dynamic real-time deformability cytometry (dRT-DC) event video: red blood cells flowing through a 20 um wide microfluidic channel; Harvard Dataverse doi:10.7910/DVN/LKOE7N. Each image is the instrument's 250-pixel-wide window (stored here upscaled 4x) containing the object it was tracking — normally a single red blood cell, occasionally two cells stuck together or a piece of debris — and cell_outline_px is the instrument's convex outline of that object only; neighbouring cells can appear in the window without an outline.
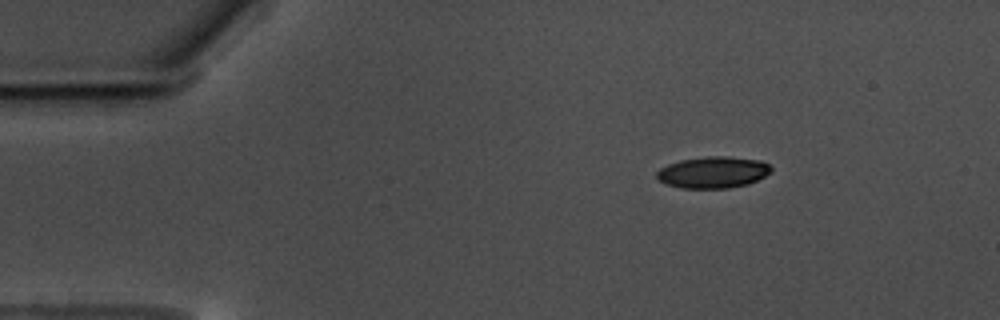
{"species": "common noctule bat (a hibernating species)", "species_latin": "Nyctalus noctula", "temperature_condition": "warm", "stored_images_in_passage": 50, "camera_frame_rate_fps": 3000, "um_per_image_px": 0.085, "animal": {"sex": "male", "body_mass_g": 17.5, "forearm_length_mm": 52.3}, "frame": {"image": 1, "passage_image": 1, "time_ms": 0.0, "image_size_px": [1000, 320], "cell_outline_px": [[772, 172], [748, 184], [728, 188], [684, 188], [668, 184], [660, 180], [656, 176], [656, 172], [660, 168], [668, 164], [680, 160], [704, 156], [728, 156], [760, 160], [768, 164], [772, 168]], "centroid_in_image_um": [60.62, 14.63], "position_along_channel_um": 24.4, "area_um2": 20.98}}
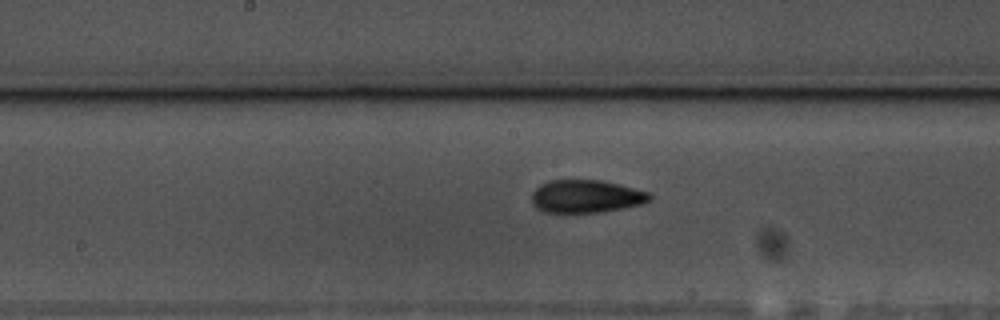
{"frame": {"image": 2, "passage_image": 22, "time_ms": 7.0, "image_size_px": [1000, 320], "cell_outline_px": [[652, 196], [648, 200], [640, 204], [624, 208], [600, 212], [544, 212], [536, 208], [532, 204], [532, 192], [540, 184], [548, 180], [604, 180], [620, 184], [648, 192]], "centroid_in_image_um": [49.78, 16.68], "position_along_channel_um": 198.4, "area_um2": 22.6}}
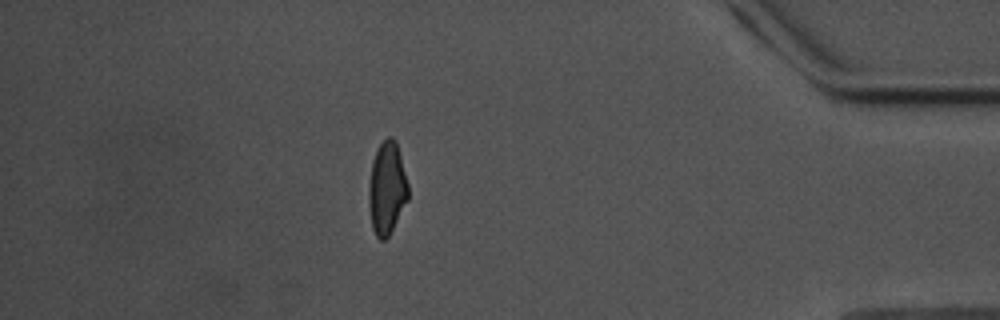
{"frame": {"image": 3, "passage_image": 43, "time_ms": 14.0, "image_size_px": [1000, 320], "cell_outline_px": [[408, 200], [388, 236], [384, 240], [380, 240], [376, 236], [372, 228], [368, 204], [368, 188], [372, 160], [376, 148], [388, 136], [392, 136], [396, 140], [408, 184]], "centroid_in_image_um": [32.87, 15.98], "position_along_channel_um": 402.3, "area_um2": 21.39}, "authors_computed_cell_mechanics": {"area_um2": 21.8773, "velocity_mm_per_s": 3.5268, "shape_relaxation_time_tau1_ms": 5.4465, "shape_relaxation_time_tau2_ms": 2.8416, "deformation_change_tau1": 0.1629, "deformation_change_tau2": 0.0894}}